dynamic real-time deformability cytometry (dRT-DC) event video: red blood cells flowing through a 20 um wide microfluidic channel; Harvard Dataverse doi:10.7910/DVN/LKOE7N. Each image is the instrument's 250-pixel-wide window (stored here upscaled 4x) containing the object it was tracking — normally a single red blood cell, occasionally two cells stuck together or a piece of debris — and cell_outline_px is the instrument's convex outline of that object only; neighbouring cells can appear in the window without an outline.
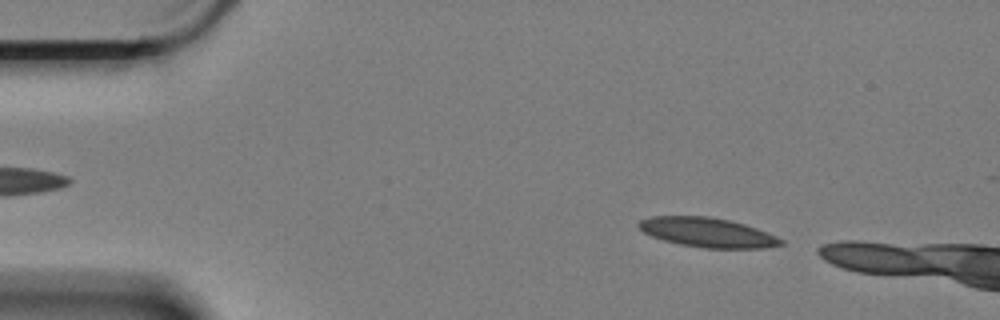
{"species": "Egyptian fruit bat (a non-hibernating species)", "species_latin": "Rousettus aegyptiacus", "temperature_condition": "cold", "stored_images_in_passage": 7, "camera_frame_rate_fps": 3000, "um_per_image_px": 0.085, "animal": {"sex": "female"}, "frame": {"image": 1, "passage_image": 2, "time_ms": 0.333, "image_size_px": [1000, 320], "cell_outline_px": [[784, 244], [768, 248], [704, 248], [680, 244], [664, 240], [652, 236], [644, 232], [636, 224], [640, 220], [652, 216], [708, 216], [732, 220], [768, 232], [784, 240]], "centroid_in_image_um": [60.17, 19.75], "position_along_channel_um": 24.8, "area_um2": 24.51}}